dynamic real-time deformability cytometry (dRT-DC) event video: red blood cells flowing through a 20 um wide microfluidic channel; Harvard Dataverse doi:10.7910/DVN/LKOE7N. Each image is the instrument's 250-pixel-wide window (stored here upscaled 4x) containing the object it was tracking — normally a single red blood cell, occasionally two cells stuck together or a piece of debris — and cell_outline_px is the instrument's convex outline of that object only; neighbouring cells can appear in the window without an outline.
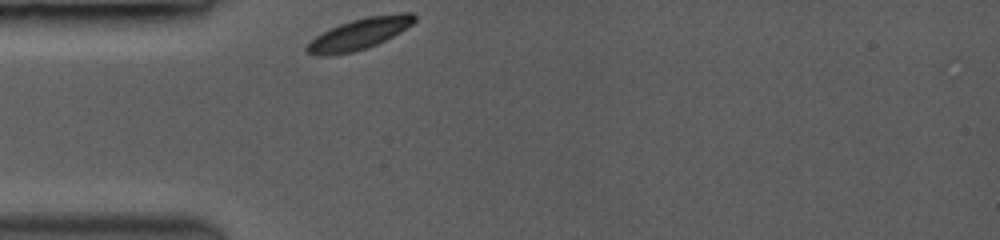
{"species": "common noctule bat (a hibernating species)", "species_latin": "Nyctalus noctula", "temperature_condition": "room temperature", "stored_images_in_passage": 34, "camera_frame_rate_fps": 3500, "um_per_image_px": 0.085, "animal": {"sex": "female", "body_mass_g": 19.0, "forearm_length_mm": 53.3}, "frame": {"image": 1, "passage_image": 1, "time_ms": 0.0, "image_size_px": [1000, 240], "cell_outline_px": [[416, 20], [412, 24], [400, 32], [376, 44], [352, 52], [328, 56], [316, 56], [304, 52], [304, 48], [316, 36], [340, 24], [352, 20], [368, 16], [404, 12], [412, 12], [416, 16]], "centroid_in_image_um": [30.53, 2.88], "position_along_channel_um": 54.5, "area_um2": 19.31}}
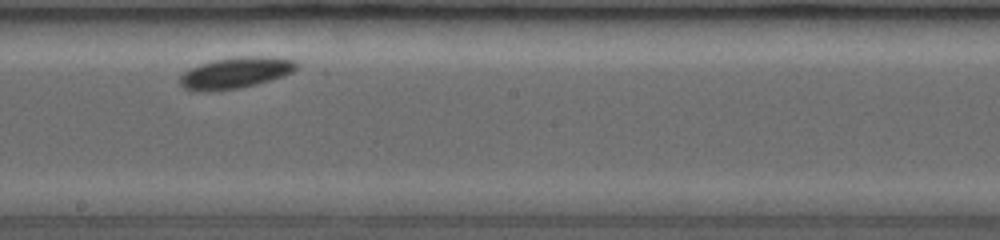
{"frame": {"image": 2, "passage_image": 18, "time_ms": 4.857, "image_size_px": [1000, 240], "cell_outline_px": [[300, 68], [284, 76], [256, 84], [240, 88], [184, 88], [176, 80], [188, 68], [212, 60], [236, 56], [276, 56], [296, 60], [300, 64]], "centroid_in_image_um": [20.14, 6.11], "position_along_channel_um": 228.1, "area_um2": 20.98}}
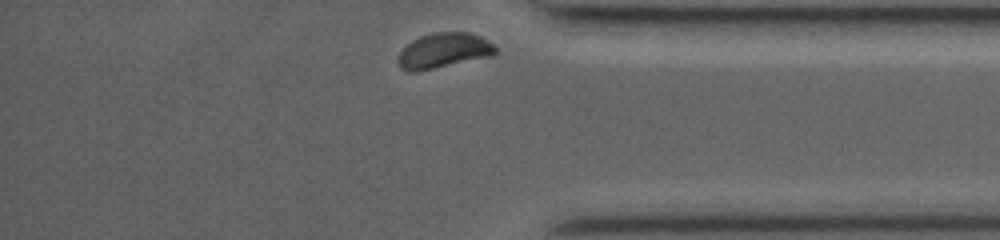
{"frame": {"image": 3, "passage_image": 34, "time_ms": 9.429, "image_size_px": [1000, 240], "cell_outline_px": [[496, 52], [492, 56], [412, 72], [408, 72], [400, 68], [400, 52], [408, 44], [420, 36], [436, 32], [468, 32], [480, 36], [488, 40], [496, 48]], "centroid_in_image_um": [37.74, 4.28], "position_along_channel_um": 397.5, "area_um2": 19.42}}